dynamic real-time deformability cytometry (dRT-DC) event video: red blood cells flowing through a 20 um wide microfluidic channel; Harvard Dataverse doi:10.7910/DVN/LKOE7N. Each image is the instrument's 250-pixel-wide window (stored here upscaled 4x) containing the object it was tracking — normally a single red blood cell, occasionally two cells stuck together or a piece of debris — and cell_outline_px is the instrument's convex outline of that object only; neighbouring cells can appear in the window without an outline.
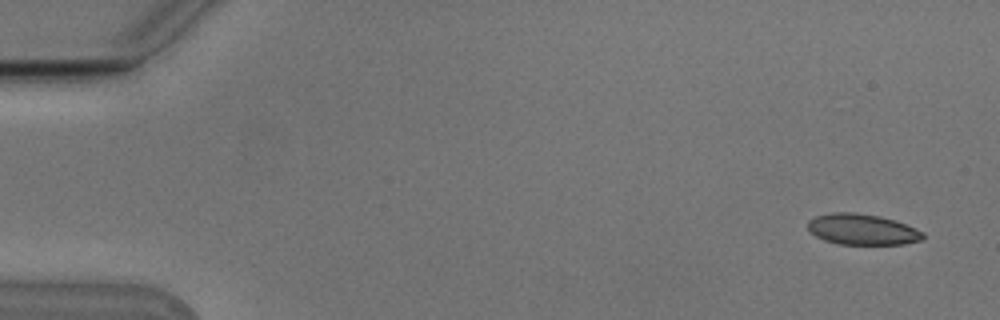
{"species": "Egyptian fruit bat (a non-hibernating species)", "species_latin": "Rousettus aegyptiacus", "temperature_condition": "cold", "stored_images_in_passage": 4, "camera_frame_rate_fps": 3000, "um_per_image_px": 0.085, "animal": {"sex": "male"}, "frame": {"image": 1, "passage_image": 1, "time_ms": 0.0, "image_size_px": [1000, 320], "cell_outline_px": [[924, 240], [904, 244], [840, 244], [824, 240], [816, 236], [808, 228], [808, 220], [816, 216], [832, 212], [856, 212], [880, 216], [904, 224], [924, 232]], "centroid_in_image_um": [73.29, 19.5], "position_along_channel_um": 11.7, "area_um2": 20.63}}